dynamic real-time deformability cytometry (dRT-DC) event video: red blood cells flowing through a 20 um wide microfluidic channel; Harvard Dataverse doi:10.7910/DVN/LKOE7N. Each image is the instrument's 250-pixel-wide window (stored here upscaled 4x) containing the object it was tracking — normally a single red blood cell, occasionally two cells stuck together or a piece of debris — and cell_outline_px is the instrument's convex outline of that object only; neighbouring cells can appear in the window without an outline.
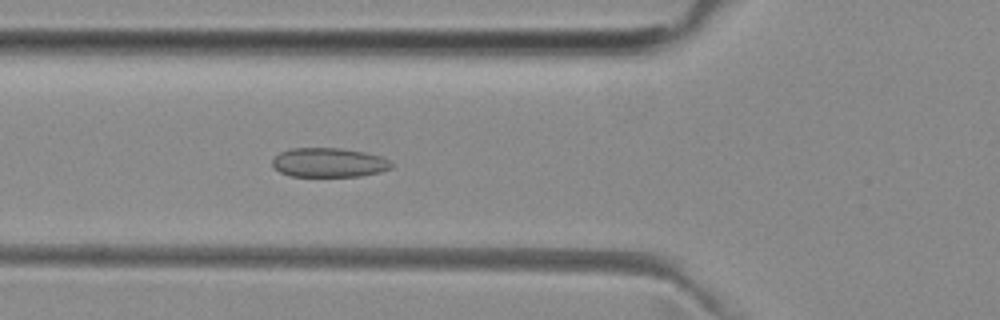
{"species": "common noctule bat (a hibernating species)", "species_latin": "Nyctalus noctula", "temperature_condition": "room temperature", "stored_images_in_passage": 34, "camera_frame_rate_fps": 3000, "um_per_image_px": 0.085, "animal": {"sex": "female", "body_mass_g": 29.2, "forearm_length_mm": 56.3}, "frame": {"image": 1, "passage_image": 6, "time_ms": 1.667, "image_size_px": [1000, 320], "cell_outline_px": [[392, 168], [380, 172], [360, 176], [292, 176], [280, 172], [272, 164], [272, 160], [280, 152], [288, 148], [340, 148], [364, 152], [380, 156], [388, 160], [392, 164]], "centroid_in_image_um": [27.95, 13.81], "position_along_channel_um": 97.9, "area_um2": 20.23}}
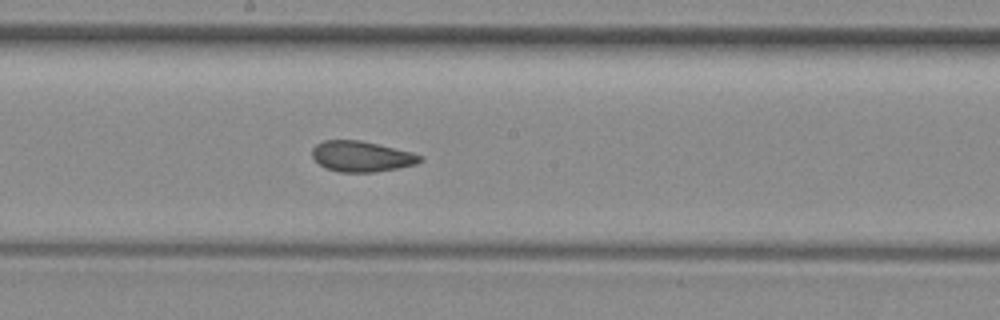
{"frame": {"image": 2, "passage_image": 15, "time_ms": 4.667, "image_size_px": [1000, 320], "cell_outline_px": [[424, 160], [416, 164], [376, 172], [340, 172], [324, 168], [312, 156], [312, 148], [316, 144], [324, 140], [360, 140], [412, 152], [424, 156]], "centroid_in_image_um": [30.74, 13.29], "position_along_channel_um": 217.5, "area_um2": 19.31}}
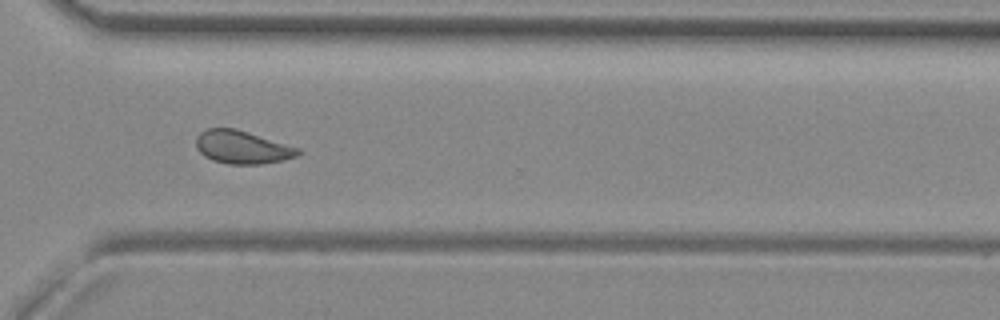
{"frame": {"image": 3, "passage_image": 25, "time_ms": 8.0, "image_size_px": [1000, 320], "cell_outline_px": [[300, 152], [296, 156], [280, 160], [260, 164], [228, 164], [212, 160], [204, 156], [196, 148], [196, 136], [200, 132], [208, 128], [236, 128], [300, 148]], "centroid_in_image_um": [20.55, 12.5], "position_along_channel_um": 350.1, "area_um2": 19.59}}